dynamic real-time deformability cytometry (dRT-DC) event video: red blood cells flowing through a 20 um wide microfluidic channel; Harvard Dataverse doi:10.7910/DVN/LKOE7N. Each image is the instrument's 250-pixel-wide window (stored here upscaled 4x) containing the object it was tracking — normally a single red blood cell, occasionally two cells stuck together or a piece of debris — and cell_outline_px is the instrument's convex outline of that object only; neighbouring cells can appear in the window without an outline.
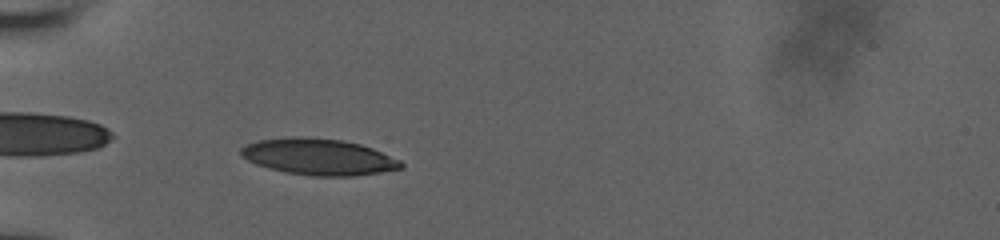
{"species": "human", "species_latin": "Homo sapiens", "temperature_condition": "room temperature", "stored_images_in_passage": 40, "camera_frame_rate_fps": 3000, "um_per_image_px": 0.085, "donor": {"sex": "male"}, "frame": {"image": 1, "passage_image": 3, "time_ms": 0.667, "image_size_px": [1000, 240], "cell_outline_px": [[404, 168], [380, 172], [352, 176], [312, 176], [284, 172], [268, 168], [256, 164], [240, 156], [240, 148], [248, 144], [260, 140], [288, 136], [308, 136], [344, 140], [360, 144], [372, 148], [400, 160], [404, 164]], "centroid_in_image_um": [27.07, 13.32], "position_along_channel_um": 57.9, "area_um2": 34.16}}
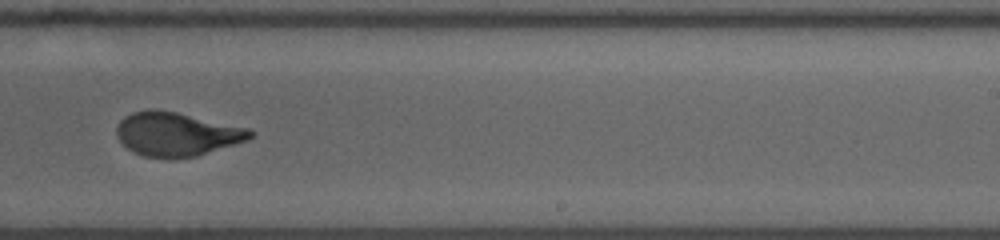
{"frame": {"image": 2, "passage_image": 21, "time_ms": 6.667, "image_size_px": [1000, 240], "cell_outline_px": [[256, 132], [248, 140], [236, 144], [196, 156], [144, 156], [132, 152], [116, 136], [116, 128], [120, 120], [124, 116], [132, 112], [148, 108], [156, 108], [176, 112], [248, 128]], "centroid_in_image_um": [15.0, 11.36], "position_along_channel_um": 274.0, "area_um2": 33.76}}
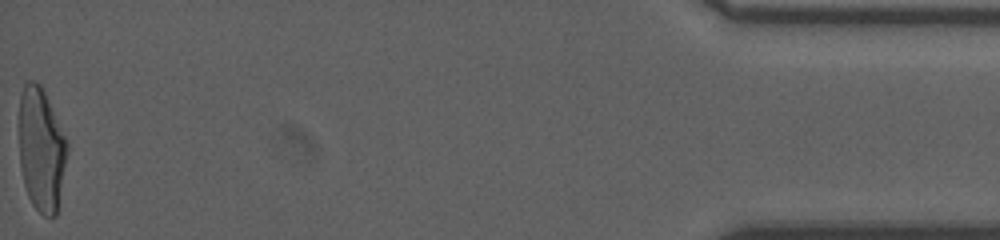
{"frame": {"image": 3, "passage_image": 40, "time_ms": 13.0, "image_size_px": [1000, 240], "cell_outline_px": [[68, 152], [56, 216], [44, 216], [32, 204], [28, 196], [24, 184], [20, 164], [20, 96], [24, 84], [28, 80], [32, 80], [40, 84], [44, 92], [68, 144]], "centroid_in_image_um": [3.51, 12.73], "position_along_channel_um": 431.7, "area_um2": 34.16}, "authors_computed_cell_mechanics": {"area_um2": 34.1887, "velocity_mm_per_s": 3.851, "shape_relaxation_time_tau1_ms": 5.295, "shape_relaxation_time_tau2_ms": null, "deformation_change_tau1": 0.2038, "deformation_change_tau2": null}}